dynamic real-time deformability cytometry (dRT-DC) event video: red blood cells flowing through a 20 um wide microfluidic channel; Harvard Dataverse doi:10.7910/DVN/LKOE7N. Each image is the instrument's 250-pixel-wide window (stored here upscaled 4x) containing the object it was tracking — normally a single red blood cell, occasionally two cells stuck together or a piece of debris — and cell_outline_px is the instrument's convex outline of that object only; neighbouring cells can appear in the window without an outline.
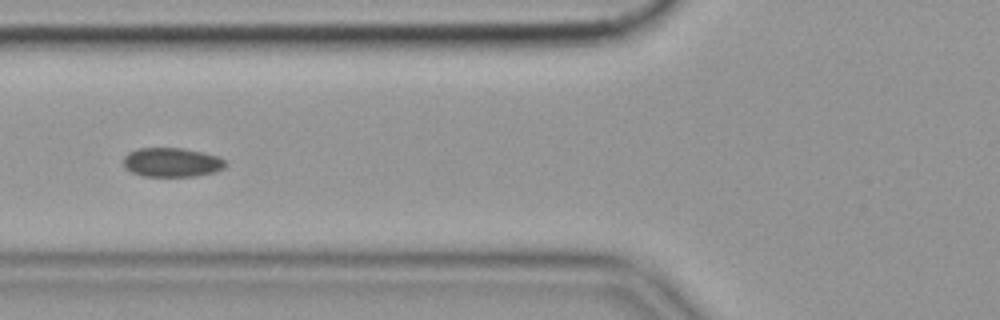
{"species": "common noctule bat (a hibernating species)", "species_latin": "Nyctalus noctula", "temperature_condition": "cold", "stored_images_in_passage": 37, "camera_frame_rate_fps": 3000, "um_per_image_px": 0.085, "animal": {"sex": "female", "body_mass_g": 19.9}, "frame": {"image": 1, "passage_image": 6, "time_ms": 1.667, "image_size_px": [1000, 320], "cell_outline_px": [[228, 164], [224, 168], [212, 172], [196, 176], [144, 176], [132, 172], [124, 168], [124, 156], [128, 152], [140, 148], [180, 148], [204, 152], [216, 156], [224, 160]], "centroid_in_image_um": [14.59, 13.79], "position_along_channel_um": 111.2, "area_um2": 17.28}, "authors_computed_cell_mechanics": {"area_um2": 18.0336, "velocity_mm_per_s": 3.5239, "shape_relaxation_time_tau1_ms": null, "shape_relaxation_time_tau2_ms": 2.5094, "deformation_change_tau1": null, "deformation_change_tau2": 0.0613}}